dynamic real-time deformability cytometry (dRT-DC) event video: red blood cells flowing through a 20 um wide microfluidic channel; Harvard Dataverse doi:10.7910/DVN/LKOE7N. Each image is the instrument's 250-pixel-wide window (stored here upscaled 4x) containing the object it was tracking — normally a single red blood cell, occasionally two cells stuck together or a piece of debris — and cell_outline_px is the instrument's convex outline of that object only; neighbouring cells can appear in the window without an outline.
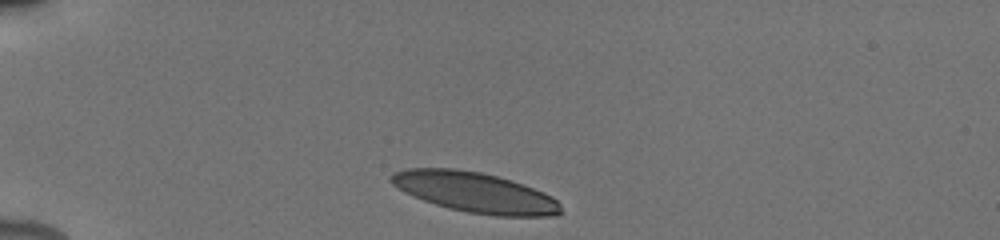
{"species": "human", "species_latin": "Homo sapiens", "temperature_condition": "cold", "stored_images_in_passage": 6, "camera_frame_rate_fps": 3000, "um_per_image_px": 0.085, "donor": {"sex": "male"}, "frame": {"image": 1, "passage_image": 1, "time_ms": 0.0, "image_size_px": [1000, 240], "cell_outline_px": [[560, 212], [556, 216], [496, 216], [468, 212], [448, 208], [412, 196], [404, 192], [392, 184], [388, 180], [388, 176], [392, 172], [408, 168], [452, 168], [480, 172], [512, 180], [544, 192], [552, 196], [560, 204]], "centroid_in_image_um": [40.34, 16.34], "position_along_channel_um": 44.7, "area_um2": 39.82}}
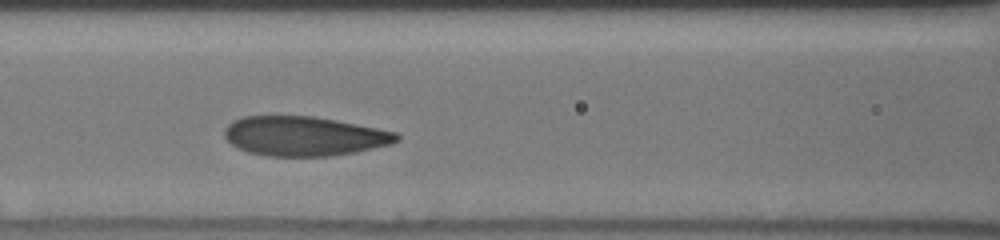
{"frame": {"image": 2, "passage_image": 5, "time_ms": 3.667, "image_size_px": [1000, 240], "cell_outline_px": [[400, 140], [392, 144], [356, 152], [332, 156], [268, 156], [248, 152], [236, 148], [224, 136], [224, 128], [232, 120], [244, 116], [312, 116], [336, 120], [396, 132], [400, 136]], "centroid_in_image_um": [25.84, 11.57], "position_along_channel_um": 140.8, "area_um2": 39.77}}